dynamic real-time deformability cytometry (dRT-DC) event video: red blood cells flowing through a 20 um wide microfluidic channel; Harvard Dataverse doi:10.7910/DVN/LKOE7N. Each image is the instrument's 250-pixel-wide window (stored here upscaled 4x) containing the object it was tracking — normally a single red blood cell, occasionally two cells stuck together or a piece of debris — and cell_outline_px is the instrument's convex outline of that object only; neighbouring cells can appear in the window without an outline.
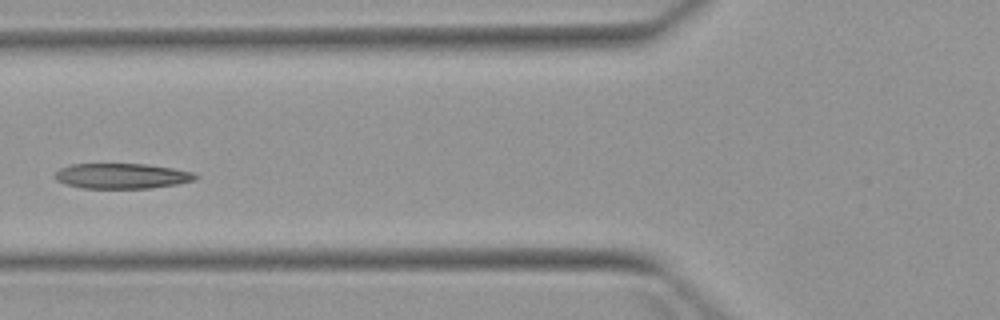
{"species": "Egyptian fruit bat (a non-hibernating species)", "species_latin": "Rousettus aegyptiacus", "temperature_condition": "warm", "stored_images_in_passage": 4, "camera_frame_rate_fps": 3000, "um_per_image_px": 0.085, "animal": {"sex": "female"}, "frame": {"image": 1, "passage_image": 4, "time_ms": 4.333, "image_size_px": [1000, 320], "cell_outline_px": [[200, 176], [196, 180], [176, 184], [152, 188], [80, 188], [64, 184], [56, 180], [52, 176], [60, 168], [72, 164], [148, 164], [172, 168], [192, 172]], "centroid_in_image_um": [10.34, 14.96], "position_along_channel_um": 115.5, "area_um2": 20.87}}